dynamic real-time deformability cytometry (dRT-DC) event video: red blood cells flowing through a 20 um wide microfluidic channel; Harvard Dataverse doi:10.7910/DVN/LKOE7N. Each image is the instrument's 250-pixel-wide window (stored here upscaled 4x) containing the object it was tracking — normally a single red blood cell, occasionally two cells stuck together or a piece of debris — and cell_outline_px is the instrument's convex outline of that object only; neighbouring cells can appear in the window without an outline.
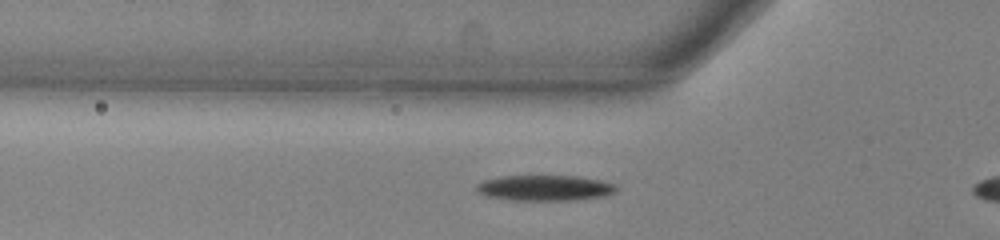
{"species": "common noctule bat (a hibernating species)", "species_latin": "Nyctalus noctula", "temperature_condition": "warm", "stored_images_in_passage": 5, "camera_frame_rate_fps": 3000, "um_per_image_px": 0.085, "animal": {"sex": "male", "body_mass_g": 13.0, "forearm_length_mm": 53.1}, "frame": {"image": 1, "passage_image": 3, "time_ms": 0.667, "image_size_px": [1000, 240], "cell_outline_px": [[616, 192], [604, 196], [576, 200], [508, 200], [484, 196], [476, 188], [476, 184], [484, 180], [500, 176], [576, 176], [600, 180], [616, 184]], "centroid_in_image_um": [46.3, 15.98], "position_along_channel_um": 79.5, "area_um2": 20.92}}